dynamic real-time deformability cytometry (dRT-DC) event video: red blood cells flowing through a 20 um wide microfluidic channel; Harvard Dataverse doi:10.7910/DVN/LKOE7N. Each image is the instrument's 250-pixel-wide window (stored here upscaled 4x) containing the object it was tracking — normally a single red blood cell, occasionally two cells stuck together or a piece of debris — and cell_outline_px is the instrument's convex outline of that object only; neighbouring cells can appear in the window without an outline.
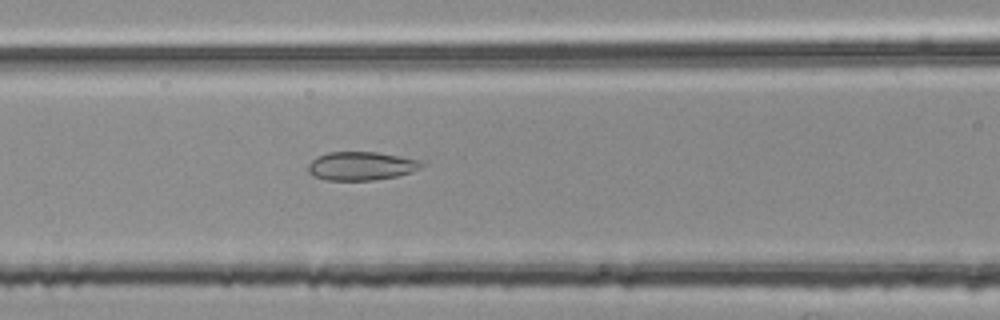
{"species": "common noctule bat (a hibernating species)", "species_latin": "Nyctalus noctula", "temperature_condition": "room temperature", "stored_images_in_passage": 53, "segment_of_instrument_passage": [2, 2], "camera_frame_rate_fps": 3000, "um_per_image_px": 0.085, "animal": {"sex": "female", "body_mass_g": 25.1}, "frame": {"image": 1, "passage_image": 23, "time_ms": 7.333, "image_size_px": [1000, 320], "cell_outline_px": [[424, 164], [420, 168], [412, 172], [396, 176], [372, 180], [324, 180], [308, 172], [308, 164], [316, 156], [328, 152], [376, 152], [400, 156], [420, 160]], "centroid_in_image_um": [30.69, 14.1], "position_along_channel_um": 135.9, "area_um2": 18.84}}
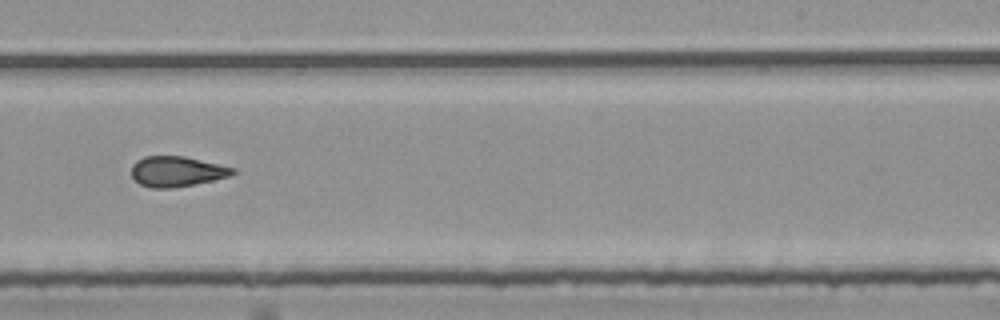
{"frame": {"image": 2, "passage_image": 34, "time_ms": 11.0, "image_size_px": [1000, 320], "cell_outline_px": [[236, 172], [228, 176], [212, 180], [172, 188], [152, 188], [140, 184], [132, 176], [132, 164], [136, 160], [144, 156], [184, 156], [236, 168]], "centroid_in_image_um": [15.0, 14.56], "position_along_channel_um": 274.0, "area_um2": 17.74}}
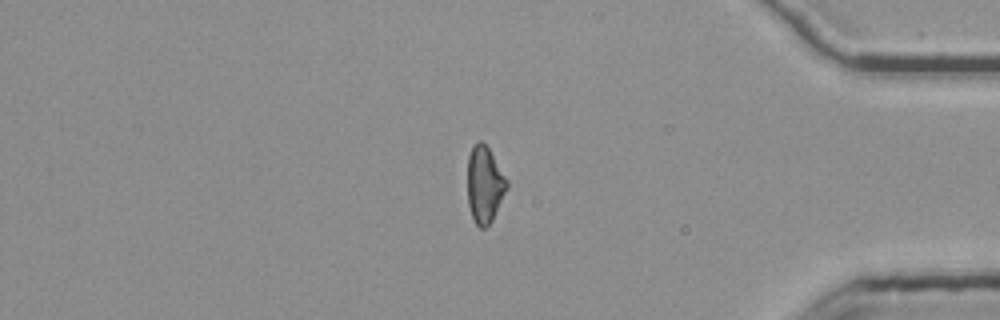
{"frame": {"image": 3, "passage_image": 46, "time_ms": 15.0, "image_size_px": [1000, 320], "cell_outline_px": [[508, 188], [492, 220], [484, 228], [480, 228], [476, 224], [472, 216], [468, 204], [468, 156], [472, 144], [476, 140], [480, 140], [488, 148], [508, 180]], "centroid_in_image_um": [41.19, 15.66], "position_along_channel_um": 394.0, "area_um2": 17.57}}